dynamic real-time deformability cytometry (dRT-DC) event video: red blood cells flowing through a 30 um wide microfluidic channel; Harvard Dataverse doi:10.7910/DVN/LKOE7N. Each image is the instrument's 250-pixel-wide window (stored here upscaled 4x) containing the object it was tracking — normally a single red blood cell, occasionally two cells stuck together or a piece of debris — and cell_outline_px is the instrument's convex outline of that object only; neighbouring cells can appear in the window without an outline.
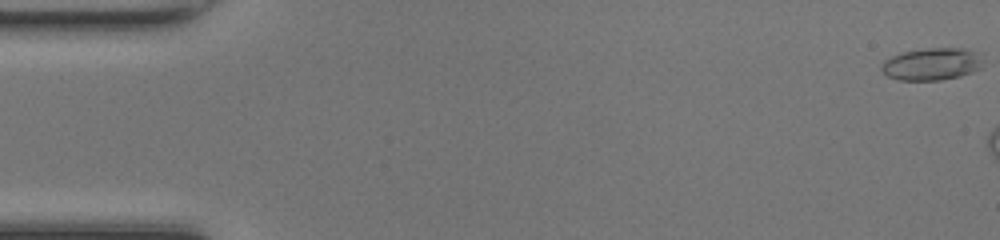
{"species": "common noctule bat (a hibernating species)", "species_latin": "Nyctalus noctula", "temperature_condition": "room temperature", "stored_images_in_passage": 6, "camera_frame_rate_fps": 3000, "um_per_image_px": 0.085, "animal": {"sex": "female", "body_mass_g": 17.0, "forearm_length_mm": 48.0}, "frame": {"image": 1, "passage_image": 1, "time_ms": 0.0, "image_size_px": [1000, 240], "cell_outline_px": [[984, 68], [960, 76], [940, 80], [896, 80], [888, 76], [880, 68], [884, 60], [900, 52], [924, 48], [968, 48], [976, 52]], "centroid_in_image_um": [79.19, 5.44], "position_along_channel_um": 5.8, "area_um2": 19.25}}